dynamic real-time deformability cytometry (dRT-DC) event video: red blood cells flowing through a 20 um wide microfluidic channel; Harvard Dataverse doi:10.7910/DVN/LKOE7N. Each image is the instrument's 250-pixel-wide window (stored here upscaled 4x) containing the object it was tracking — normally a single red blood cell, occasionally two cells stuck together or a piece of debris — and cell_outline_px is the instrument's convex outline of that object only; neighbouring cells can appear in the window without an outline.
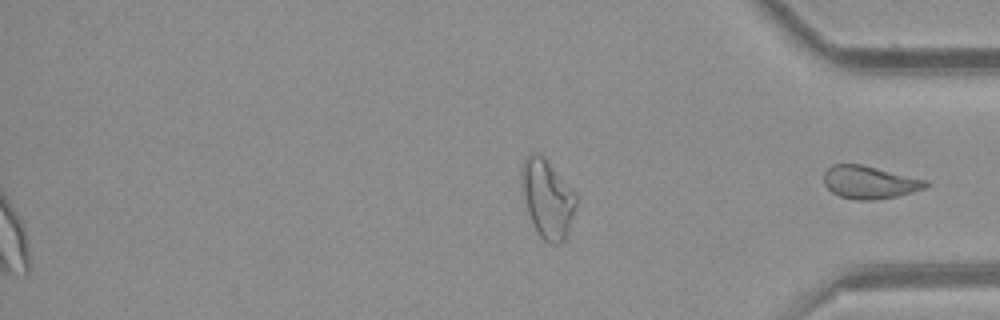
{"species": "common noctule bat (a hibernating species)", "species_latin": "Nyctalus noctula", "temperature_condition": "room temperature", "stored_images_in_passage": 53, "segment_of_instrument_passage": [2, 2], "camera_frame_rate_fps": 3000, "um_per_image_px": 0.085, "animal": {"sex": "female", "body_mass_g": 21.9}, "frame": {"image": 1, "passage_image": 53, "time_ms": 17.333, "image_size_px": [1000, 320], "cell_outline_px": [[928, 188], [896, 196], [876, 200], [856, 200], [840, 196], [832, 192], [824, 184], [824, 172], [832, 164], [860, 164], [928, 180]], "centroid_in_image_um": [73.92, 15.5], "position_along_channel_um": 361.3, "area_um2": 19.48}}